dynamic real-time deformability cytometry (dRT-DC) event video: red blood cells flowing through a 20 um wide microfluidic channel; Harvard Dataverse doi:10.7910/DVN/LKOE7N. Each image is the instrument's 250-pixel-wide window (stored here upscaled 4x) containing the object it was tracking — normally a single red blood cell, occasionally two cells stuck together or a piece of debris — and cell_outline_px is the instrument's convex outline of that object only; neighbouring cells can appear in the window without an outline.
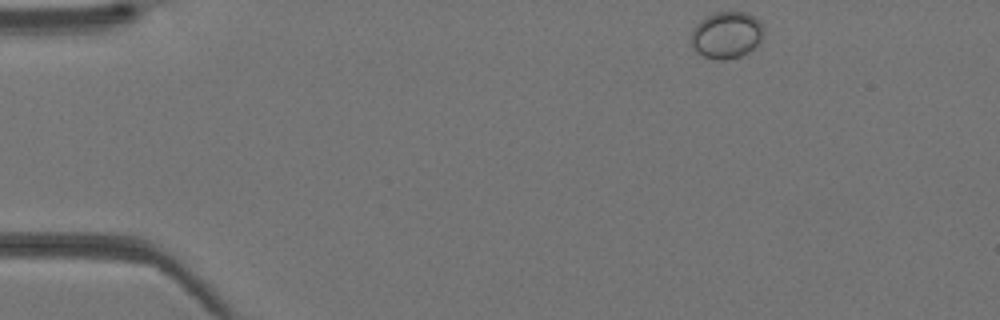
{"species": "Egyptian fruit bat (a non-hibernating species)", "species_latin": "Rousettus aegyptiacus", "temperature_condition": "warm", "stored_images_in_passage": 37, "camera_frame_rate_fps": 3000, "um_per_image_px": 0.085, "animal": {"sex": "female"}, "frame": {"image": 1, "passage_image": 1, "time_ms": 0.0, "image_size_px": [1000, 320], "cell_outline_px": [[764, 36], [748, 52], [740, 56], [724, 60], [716, 60], [704, 56], [696, 52], [692, 48], [692, 28], [700, 20], [716, 12], [748, 12], [764, 28]], "centroid_in_image_um": [61.73, 2.98], "position_along_channel_um": 23.3, "area_um2": 19.65}}
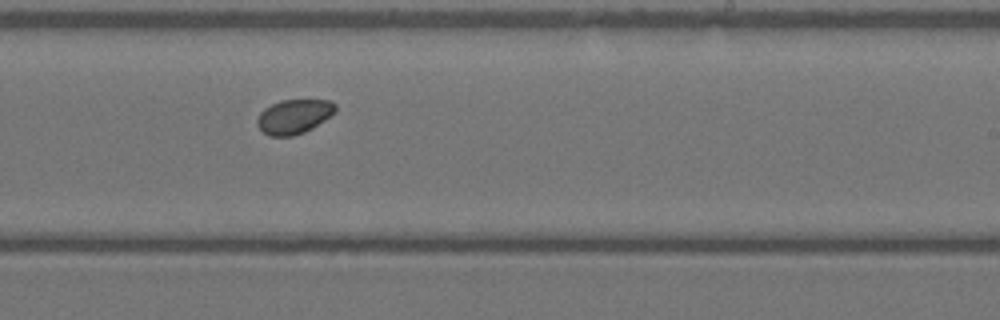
{"frame": {"image": 2, "passage_image": 21, "time_ms": 6.667, "image_size_px": [1000, 320], "cell_outline_px": [[336, 108], [324, 120], [312, 128], [304, 132], [292, 136], [272, 136], [264, 132], [256, 124], [256, 120], [260, 112], [264, 108], [280, 100], [328, 100], [336, 104]], "centroid_in_image_um": [24.95, 9.9], "position_along_channel_um": 264.1, "area_um2": 15.43}}
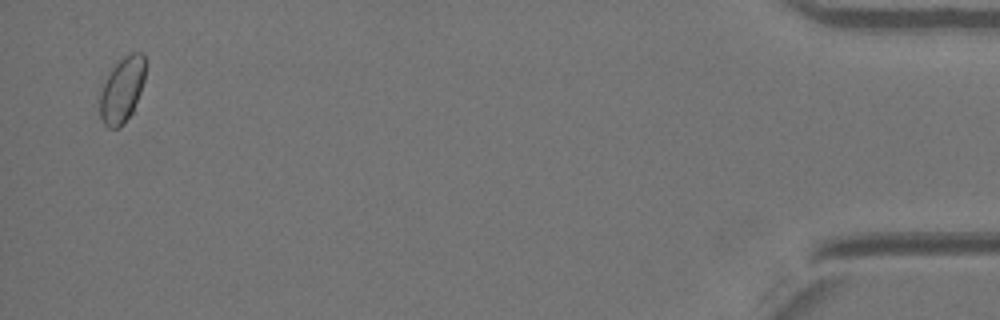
{"frame": {"image": 3, "passage_image": 36, "time_ms": 11.667, "image_size_px": [1000, 320], "cell_outline_px": [[144, 80], [140, 92], [132, 112], [124, 124], [120, 128], [108, 128], [104, 124], [100, 116], [100, 96], [108, 72], [124, 56], [132, 52], [144, 52]], "centroid_in_image_um": [10.37, 7.64], "position_along_channel_um": 424.8, "area_um2": 17.17}}